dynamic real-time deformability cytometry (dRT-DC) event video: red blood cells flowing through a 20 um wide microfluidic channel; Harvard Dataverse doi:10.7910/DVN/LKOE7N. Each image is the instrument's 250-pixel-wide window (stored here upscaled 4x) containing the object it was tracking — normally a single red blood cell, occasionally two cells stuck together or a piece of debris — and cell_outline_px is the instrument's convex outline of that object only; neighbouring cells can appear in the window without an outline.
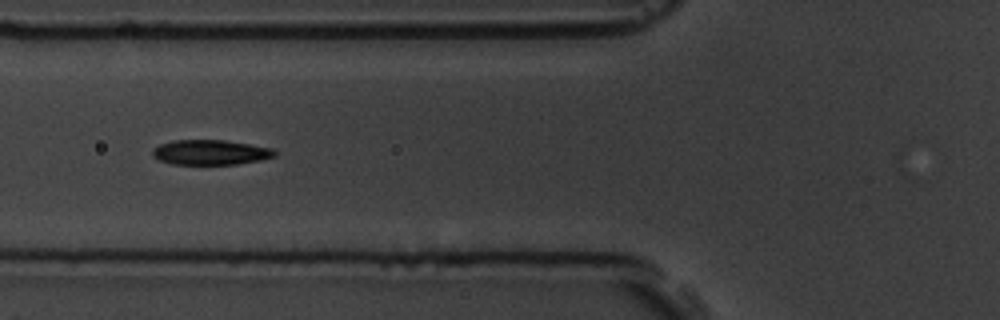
{"species": "common noctule bat (a hibernating species)", "species_latin": "Nyctalus noctula", "temperature_condition": "room temperature", "stored_images_in_passage": 7, "camera_frame_rate_fps": 3000, "um_per_image_px": 0.085, "animal": {"sex": "male", "body_mass_g": 19.5, "forearm_length_mm": 54.6}, "frame": {"image": 1, "passage_image": 7, "time_ms": 7.0, "image_size_px": [1000, 320], "cell_outline_px": [[276, 156], [260, 160], [236, 164], [172, 164], [156, 160], [152, 156], [152, 148], [160, 144], [172, 140], [224, 140], [272, 148], [276, 152]], "centroid_in_image_um": [17.83, 12.95], "position_along_channel_um": 108.0, "area_um2": 17.86}}